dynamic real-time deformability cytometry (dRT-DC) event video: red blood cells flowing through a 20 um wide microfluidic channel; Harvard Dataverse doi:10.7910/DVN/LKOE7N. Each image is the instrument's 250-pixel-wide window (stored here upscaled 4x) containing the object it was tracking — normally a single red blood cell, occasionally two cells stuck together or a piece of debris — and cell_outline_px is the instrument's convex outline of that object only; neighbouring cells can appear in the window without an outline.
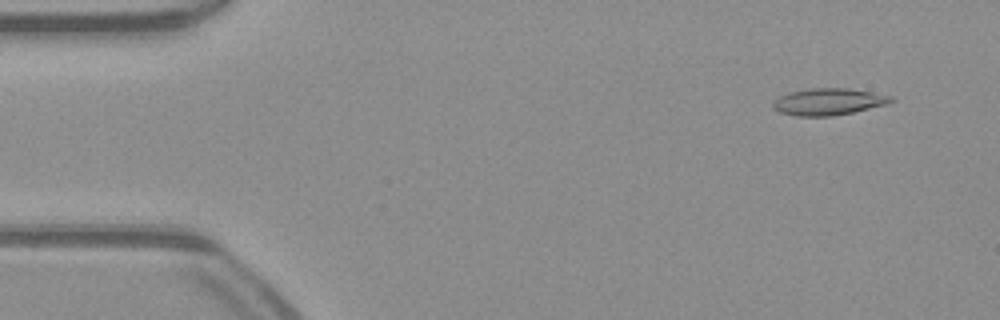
{"species": "common noctule bat (a hibernating species)", "species_latin": "Nyctalus noctula", "temperature_condition": "warm", "stored_images_in_passage": 47, "camera_frame_rate_fps": 3000, "um_per_image_px": 0.085, "animal": {"sex": "male", "body_mass_g": 23.1, "forearm_length_mm": 52.7}, "frame": {"image": 1, "passage_image": 1, "time_ms": 0.0, "image_size_px": [1000, 320], "cell_outline_px": [[896, 100], [888, 104], [852, 112], [832, 116], [796, 116], [780, 112], [772, 108], [772, 104], [780, 96], [788, 92], [808, 88], [848, 88], [872, 92], [892, 96]], "centroid_in_image_um": [70.43, 8.64], "position_along_channel_um": 14.6, "area_um2": 18.5}}
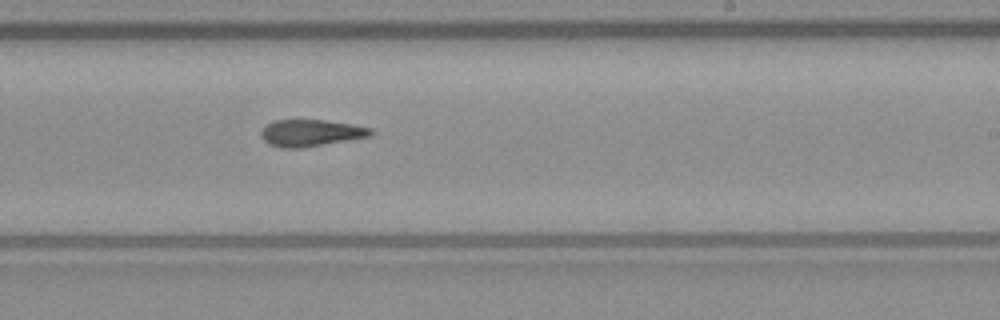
{"frame": {"image": 2, "passage_image": 27, "time_ms": 8.667, "image_size_px": [1000, 320], "cell_outline_px": [[376, 132], [372, 136], [304, 148], [280, 148], [268, 144], [260, 136], [260, 132], [268, 124], [276, 120], [324, 120], [352, 124], [372, 128]], "centroid_in_image_um": [26.46, 11.31], "position_along_channel_um": 262.5, "area_um2": 17.34}}
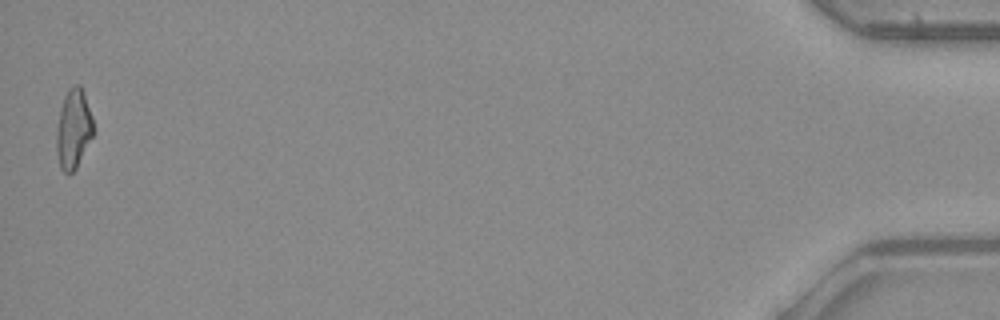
{"frame": {"image": 3, "passage_image": 47, "time_ms": 15.333, "image_size_px": [1000, 320], "cell_outline_px": [[92, 136], [76, 168], [68, 176], [60, 168], [56, 152], [56, 132], [60, 108], [64, 96], [68, 88], [72, 84], [80, 84], [84, 92], [92, 116]], "centroid_in_image_um": [6.22, 10.94], "position_along_channel_um": 429.0, "area_um2": 17.11}}